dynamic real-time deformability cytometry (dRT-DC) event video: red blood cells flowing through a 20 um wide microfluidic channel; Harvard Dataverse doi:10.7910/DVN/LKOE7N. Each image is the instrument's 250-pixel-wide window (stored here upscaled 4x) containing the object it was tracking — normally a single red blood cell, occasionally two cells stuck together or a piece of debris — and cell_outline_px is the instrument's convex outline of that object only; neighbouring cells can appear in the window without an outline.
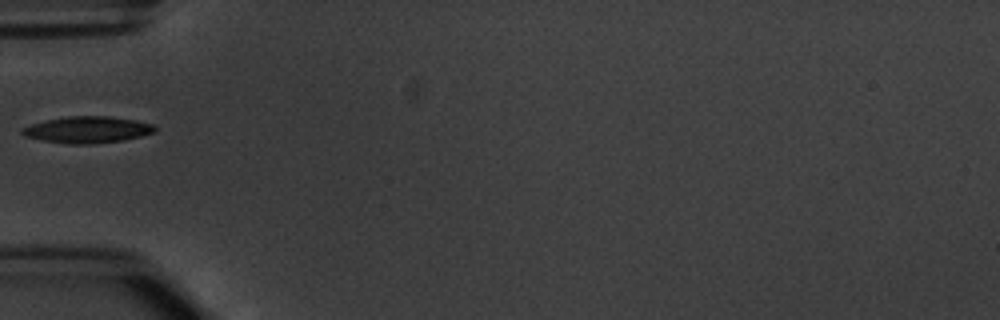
{"species": "common noctule bat (a hibernating species)", "species_latin": "Nyctalus noctula", "temperature_condition": "warm", "stored_images_in_passage": 1, "camera_frame_rate_fps": 3000, "um_per_image_px": 0.085, "animal": {"sex": "male", "body_mass_g": 20.1, "forearm_length_mm": 53.5}, "frame": {"image": 1, "passage_image": 1, "time_ms": 0.0, "image_size_px": [1000, 320], "cell_outline_px": [[156, 132], [124, 140], [92, 144], [68, 144], [44, 140], [24, 136], [20, 132], [20, 128], [32, 124], [48, 120], [68, 116], [108, 116], [136, 120], [156, 124]], "centroid_in_image_um": [7.47, 11.02], "position_along_channel_um": 77.5, "area_um2": 20.58}}